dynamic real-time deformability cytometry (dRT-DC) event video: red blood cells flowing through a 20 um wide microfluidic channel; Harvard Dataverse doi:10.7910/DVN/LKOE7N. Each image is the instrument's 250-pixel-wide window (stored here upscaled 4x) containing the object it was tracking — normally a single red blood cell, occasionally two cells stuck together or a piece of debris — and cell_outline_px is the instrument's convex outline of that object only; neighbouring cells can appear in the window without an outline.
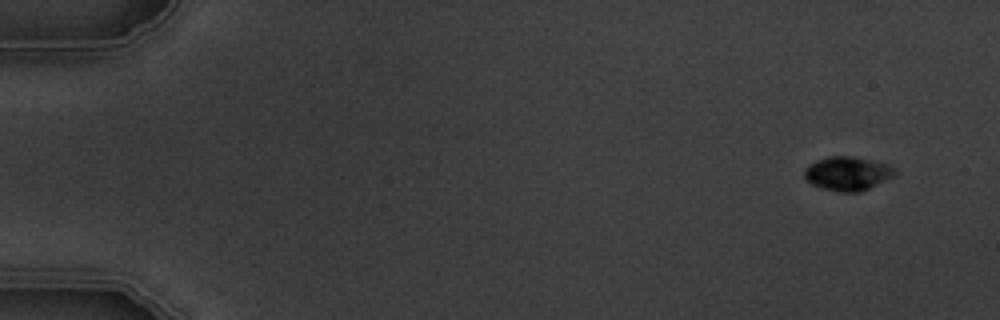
{"species": "common noctule bat (a hibernating species)", "species_latin": "Nyctalus noctula", "temperature_condition": "warm", "stored_images_in_passage": 5, "camera_frame_rate_fps": 3000, "um_per_image_px": 0.085, "animal": {"sex": "male", "body_mass_g": 19.5, "forearm_length_mm": 54.6}, "frame": {"image": 1, "passage_image": 1, "time_ms": 0.0, "image_size_px": [1000, 320], "cell_outline_px": [[896, 172], [892, 176], [860, 192], [836, 192], [812, 184], [804, 176], [804, 168], [808, 164], [816, 160], [828, 156], [852, 156], [888, 164], [896, 168]], "centroid_in_image_um": [72.01, 14.73], "position_along_channel_um": 13.0, "area_um2": 17.74}}
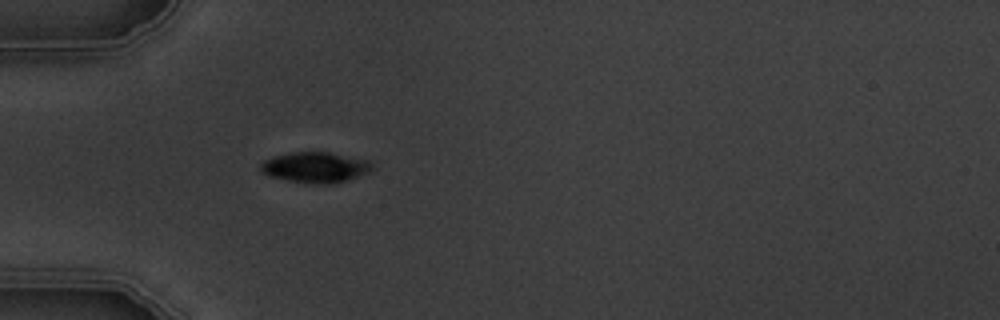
{"frame": {"image": 2, "passage_image": 5, "time_ms": 4.667, "image_size_px": [1000, 320], "cell_outline_px": [[372, 172], [336, 184], [316, 184], [288, 180], [268, 176], [260, 172], [260, 164], [264, 160], [276, 156], [292, 152], [328, 152], [368, 160], [372, 164]], "centroid_in_image_um": [26.82, 14.24], "position_along_channel_um": 58.2, "area_um2": 20.0}}